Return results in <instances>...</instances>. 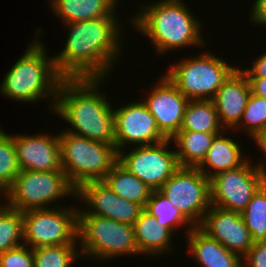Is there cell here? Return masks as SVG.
Here are the masks:
<instances>
[{
	"label": "cell",
	"instance_id": "2",
	"mask_svg": "<svg viewBox=\"0 0 266 267\" xmlns=\"http://www.w3.org/2000/svg\"><path fill=\"white\" fill-rule=\"evenodd\" d=\"M102 82L103 78H62L54 113L71 125L65 132L115 146L114 108L98 91Z\"/></svg>",
	"mask_w": 266,
	"mask_h": 267
},
{
	"label": "cell",
	"instance_id": "3",
	"mask_svg": "<svg viewBox=\"0 0 266 267\" xmlns=\"http://www.w3.org/2000/svg\"><path fill=\"white\" fill-rule=\"evenodd\" d=\"M144 7L141 5L131 22L140 34L151 39L158 54L187 46L204 47L201 21L182 0H160Z\"/></svg>",
	"mask_w": 266,
	"mask_h": 267
},
{
	"label": "cell",
	"instance_id": "31",
	"mask_svg": "<svg viewBox=\"0 0 266 267\" xmlns=\"http://www.w3.org/2000/svg\"><path fill=\"white\" fill-rule=\"evenodd\" d=\"M244 126V127H243ZM244 128L252 138L266 130V98L251 92L239 124L233 129Z\"/></svg>",
	"mask_w": 266,
	"mask_h": 267
},
{
	"label": "cell",
	"instance_id": "38",
	"mask_svg": "<svg viewBox=\"0 0 266 267\" xmlns=\"http://www.w3.org/2000/svg\"><path fill=\"white\" fill-rule=\"evenodd\" d=\"M109 1L116 7L117 1H119V0H109Z\"/></svg>",
	"mask_w": 266,
	"mask_h": 267
},
{
	"label": "cell",
	"instance_id": "32",
	"mask_svg": "<svg viewBox=\"0 0 266 267\" xmlns=\"http://www.w3.org/2000/svg\"><path fill=\"white\" fill-rule=\"evenodd\" d=\"M0 267H34L33 249L22 244L1 253Z\"/></svg>",
	"mask_w": 266,
	"mask_h": 267
},
{
	"label": "cell",
	"instance_id": "26",
	"mask_svg": "<svg viewBox=\"0 0 266 267\" xmlns=\"http://www.w3.org/2000/svg\"><path fill=\"white\" fill-rule=\"evenodd\" d=\"M144 210L154 216L162 226L168 228L172 233L176 228L188 226L186 232H190L195 226L179 211L178 208L173 207L168 198L160 191H152L149 200L146 202Z\"/></svg>",
	"mask_w": 266,
	"mask_h": 267
},
{
	"label": "cell",
	"instance_id": "22",
	"mask_svg": "<svg viewBox=\"0 0 266 267\" xmlns=\"http://www.w3.org/2000/svg\"><path fill=\"white\" fill-rule=\"evenodd\" d=\"M50 5L65 24L115 16L117 11L109 0H51Z\"/></svg>",
	"mask_w": 266,
	"mask_h": 267
},
{
	"label": "cell",
	"instance_id": "15",
	"mask_svg": "<svg viewBox=\"0 0 266 267\" xmlns=\"http://www.w3.org/2000/svg\"><path fill=\"white\" fill-rule=\"evenodd\" d=\"M143 102L154 116L159 131L172 139L181 129L188 99L164 75Z\"/></svg>",
	"mask_w": 266,
	"mask_h": 267
},
{
	"label": "cell",
	"instance_id": "13",
	"mask_svg": "<svg viewBox=\"0 0 266 267\" xmlns=\"http://www.w3.org/2000/svg\"><path fill=\"white\" fill-rule=\"evenodd\" d=\"M115 118V147L125 150L127 144L146 146L167 138L159 131L156 120L143 101L128 103L113 110Z\"/></svg>",
	"mask_w": 266,
	"mask_h": 267
},
{
	"label": "cell",
	"instance_id": "24",
	"mask_svg": "<svg viewBox=\"0 0 266 267\" xmlns=\"http://www.w3.org/2000/svg\"><path fill=\"white\" fill-rule=\"evenodd\" d=\"M105 184L119 197L141 205L149 200L152 190L117 162L105 176Z\"/></svg>",
	"mask_w": 266,
	"mask_h": 267
},
{
	"label": "cell",
	"instance_id": "8",
	"mask_svg": "<svg viewBox=\"0 0 266 267\" xmlns=\"http://www.w3.org/2000/svg\"><path fill=\"white\" fill-rule=\"evenodd\" d=\"M70 195L76 197V189L63 171L28 170H20L3 194L5 204L21 212L48 209L49 203Z\"/></svg>",
	"mask_w": 266,
	"mask_h": 267
},
{
	"label": "cell",
	"instance_id": "20",
	"mask_svg": "<svg viewBox=\"0 0 266 267\" xmlns=\"http://www.w3.org/2000/svg\"><path fill=\"white\" fill-rule=\"evenodd\" d=\"M136 246L139 253L161 256L171 251L173 233L144 209L133 224ZM171 244V245H170ZM171 246V247H170Z\"/></svg>",
	"mask_w": 266,
	"mask_h": 267
},
{
	"label": "cell",
	"instance_id": "7",
	"mask_svg": "<svg viewBox=\"0 0 266 267\" xmlns=\"http://www.w3.org/2000/svg\"><path fill=\"white\" fill-rule=\"evenodd\" d=\"M213 53L169 65L165 75L188 100H212L224 81L237 68Z\"/></svg>",
	"mask_w": 266,
	"mask_h": 267
},
{
	"label": "cell",
	"instance_id": "5",
	"mask_svg": "<svg viewBox=\"0 0 266 267\" xmlns=\"http://www.w3.org/2000/svg\"><path fill=\"white\" fill-rule=\"evenodd\" d=\"M62 171L75 189L90 181H103L118 162L115 146L70 132L59 133Z\"/></svg>",
	"mask_w": 266,
	"mask_h": 267
},
{
	"label": "cell",
	"instance_id": "23",
	"mask_svg": "<svg viewBox=\"0 0 266 267\" xmlns=\"http://www.w3.org/2000/svg\"><path fill=\"white\" fill-rule=\"evenodd\" d=\"M219 134L221 133L179 131L171 139L178 147L175 151L179 167H197Z\"/></svg>",
	"mask_w": 266,
	"mask_h": 267
},
{
	"label": "cell",
	"instance_id": "30",
	"mask_svg": "<svg viewBox=\"0 0 266 267\" xmlns=\"http://www.w3.org/2000/svg\"><path fill=\"white\" fill-rule=\"evenodd\" d=\"M20 172L13 135H8L0 127V191H5L13 184Z\"/></svg>",
	"mask_w": 266,
	"mask_h": 267
},
{
	"label": "cell",
	"instance_id": "14",
	"mask_svg": "<svg viewBox=\"0 0 266 267\" xmlns=\"http://www.w3.org/2000/svg\"><path fill=\"white\" fill-rule=\"evenodd\" d=\"M76 198L85 202L86 214L133 225L144 209L141 205L127 201L115 194L104 181H90L76 189Z\"/></svg>",
	"mask_w": 266,
	"mask_h": 267
},
{
	"label": "cell",
	"instance_id": "35",
	"mask_svg": "<svg viewBox=\"0 0 266 267\" xmlns=\"http://www.w3.org/2000/svg\"><path fill=\"white\" fill-rule=\"evenodd\" d=\"M250 11V19L254 25H266V0H255Z\"/></svg>",
	"mask_w": 266,
	"mask_h": 267
},
{
	"label": "cell",
	"instance_id": "37",
	"mask_svg": "<svg viewBox=\"0 0 266 267\" xmlns=\"http://www.w3.org/2000/svg\"><path fill=\"white\" fill-rule=\"evenodd\" d=\"M251 92L257 96L266 98V78H248Z\"/></svg>",
	"mask_w": 266,
	"mask_h": 267
},
{
	"label": "cell",
	"instance_id": "21",
	"mask_svg": "<svg viewBox=\"0 0 266 267\" xmlns=\"http://www.w3.org/2000/svg\"><path fill=\"white\" fill-rule=\"evenodd\" d=\"M238 144L239 143H237L236 140L234 141L233 138L231 139L230 136L226 137V135L223 134L217 135L208 149L204 160L197 168L210 179L219 172L236 169L242 166L248 158L246 159V157L241 154L243 152H241L240 145Z\"/></svg>",
	"mask_w": 266,
	"mask_h": 267
},
{
	"label": "cell",
	"instance_id": "9",
	"mask_svg": "<svg viewBox=\"0 0 266 267\" xmlns=\"http://www.w3.org/2000/svg\"><path fill=\"white\" fill-rule=\"evenodd\" d=\"M54 207L22 212L25 245L32 249L77 245L78 208L64 205Z\"/></svg>",
	"mask_w": 266,
	"mask_h": 267
},
{
	"label": "cell",
	"instance_id": "4",
	"mask_svg": "<svg viewBox=\"0 0 266 267\" xmlns=\"http://www.w3.org/2000/svg\"><path fill=\"white\" fill-rule=\"evenodd\" d=\"M61 80L53 57L46 55L45 46L37 39L5 74L0 93L14 101L33 104L39 100L41 102L46 96L48 99L51 97L49 106L54 111Z\"/></svg>",
	"mask_w": 266,
	"mask_h": 267
},
{
	"label": "cell",
	"instance_id": "10",
	"mask_svg": "<svg viewBox=\"0 0 266 267\" xmlns=\"http://www.w3.org/2000/svg\"><path fill=\"white\" fill-rule=\"evenodd\" d=\"M160 191L195 226L210 208V179L197 167H179Z\"/></svg>",
	"mask_w": 266,
	"mask_h": 267
},
{
	"label": "cell",
	"instance_id": "34",
	"mask_svg": "<svg viewBox=\"0 0 266 267\" xmlns=\"http://www.w3.org/2000/svg\"><path fill=\"white\" fill-rule=\"evenodd\" d=\"M252 68L243 69L247 78H266V52L253 61Z\"/></svg>",
	"mask_w": 266,
	"mask_h": 267
},
{
	"label": "cell",
	"instance_id": "28",
	"mask_svg": "<svg viewBox=\"0 0 266 267\" xmlns=\"http://www.w3.org/2000/svg\"><path fill=\"white\" fill-rule=\"evenodd\" d=\"M254 242L266 241V182L241 213Z\"/></svg>",
	"mask_w": 266,
	"mask_h": 267
},
{
	"label": "cell",
	"instance_id": "27",
	"mask_svg": "<svg viewBox=\"0 0 266 267\" xmlns=\"http://www.w3.org/2000/svg\"><path fill=\"white\" fill-rule=\"evenodd\" d=\"M23 215L6 204L0 205V254L24 244Z\"/></svg>",
	"mask_w": 266,
	"mask_h": 267
},
{
	"label": "cell",
	"instance_id": "19",
	"mask_svg": "<svg viewBox=\"0 0 266 267\" xmlns=\"http://www.w3.org/2000/svg\"><path fill=\"white\" fill-rule=\"evenodd\" d=\"M189 253L200 267H243L242 257L210 238L198 226L187 232Z\"/></svg>",
	"mask_w": 266,
	"mask_h": 267
},
{
	"label": "cell",
	"instance_id": "25",
	"mask_svg": "<svg viewBox=\"0 0 266 267\" xmlns=\"http://www.w3.org/2000/svg\"><path fill=\"white\" fill-rule=\"evenodd\" d=\"M223 129L212 100L188 101L180 131L223 133Z\"/></svg>",
	"mask_w": 266,
	"mask_h": 267
},
{
	"label": "cell",
	"instance_id": "6",
	"mask_svg": "<svg viewBox=\"0 0 266 267\" xmlns=\"http://www.w3.org/2000/svg\"><path fill=\"white\" fill-rule=\"evenodd\" d=\"M81 257L107 261L119 255H141L136 246L133 225L102 216L86 214L78 209V234ZM96 257V258H95Z\"/></svg>",
	"mask_w": 266,
	"mask_h": 267
},
{
	"label": "cell",
	"instance_id": "36",
	"mask_svg": "<svg viewBox=\"0 0 266 267\" xmlns=\"http://www.w3.org/2000/svg\"><path fill=\"white\" fill-rule=\"evenodd\" d=\"M253 139L257 143L258 147L261 149L260 150V151H262L261 153L265 154V158H264V160H265L266 159V130L256 134L253 137ZM265 161L262 163L259 161L257 163V165L255 164V167L262 174V176L266 182V166H264V165H266ZM263 163H265V164H263Z\"/></svg>",
	"mask_w": 266,
	"mask_h": 267
},
{
	"label": "cell",
	"instance_id": "16",
	"mask_svg": "<svg viewBox=\"0 0 266 267\" xmlns=\"http://www.w3.org/2000/svg\"><path fill=\"white\" fill-rule=\"evenodd\" d=\"M198 227L210 238L217 240L229 251L242 258L254 244L251 233L241 213L238 212L210 206Z\"/></svg>",
	"mask_w": 266,
	"mask_h": 267
},
{
	"label": "cell",
	"instance_id": "11",
	"mask_svg": "<svg viewBox=\"0 0 266 267\" xmlns=\"http://www.w3.org/2000/svg\"><path fill=\"white\" fill-rule=\"evenodd\" d=\"M248 159L242 166L210 178V205L242 213L265 183L262 174Z\"/></svg>",
	"mask_w": 266,
	"mask_h": 267
},
{
	"label": "cell",
	"instance_id": "29",
	"mask_svg": "<svg viewBox=\"0 0 266 267\" xmlns=\"http://www.w3.org/2000/svg\"><path fill=\"white\" fill-rule=\"evenodd\" d=\"M77 247V245H52L33 248L34 267H72L73 261L81 257Z\"/></svg>",
	"mask_w": 266,
	"mask_h": 267
},
{
	"label": "cell",
	"instance_id": "33",
	"mask_svg": "<svg viewBox=\"0 0 266 267\" xmlns=\"http://www.w3.org/2000/svg\"><path fill=\"white\" fill-rule=\"evenodd\" d=\"M242 259L243 267H266V241L254 242Z\"/></svg>",
	"mask_w": 266,
	"mask_h": 267
},
{
	"label": "cell",
	"instance_id": "17",
	"mask_svg": "<svg viewBox=\"0 0 266 267\" xmlns=\"http://www.w3.org/2000/svg\"><path fill=\"white\" fill-rule=\"evenodd\" d=\"M20 170L62 171L61 147L58 135H13Z\"/></svg>",
	"mask_w": 266,
	"mask_h": 267
},
{
	"label": "cell",
	"instance_id": "1",
	"mask_svg": "<svg viewBox=\"0 0 266 267\" xmlns=\"http://www.w3.org/2000/svg\"><path fill=\"white\" fill-rule=\"evenodd\" d=\"M117 20L115 15L65 24L69 30L66 45L53 57L59 75L105 79L121 54L122 23Z\"/></svg>",
	"mask_w": 266,
	"mask_h": 267
},
{
	"label": "cell",
	"instance_id": "12",
	"mask_svg": "<svg viewBox=\"0 0 266 267\" xmlns=\"http://www.w3.org/2000/svg\"><path fill=\"white\" fill-rule=\"evenodd\" d=\"M171 139L162 142L136 146L129 153L118 152V162L143 181L152 191L160 190L164 183L179 168L176 151L169 148Z\"/></svg>",
	"mask_w": 266,
	"mask_h": 267
},
{
	"label": "cell",
	"instance_id": "18",
	"mask_svg": "<svg viewBox=\"0 0 266 267\" xmlns=\"http://www.w3.org/2000/svg\"><path fill=\"white\" fill-rule=\"evenodd\" d=\"M250 94V82L237 66L212 99L223 128L233 130L239 124Z\"/></svg>",
	"mask_w": 266,
	"mask_h": 267
}]
</instances>
